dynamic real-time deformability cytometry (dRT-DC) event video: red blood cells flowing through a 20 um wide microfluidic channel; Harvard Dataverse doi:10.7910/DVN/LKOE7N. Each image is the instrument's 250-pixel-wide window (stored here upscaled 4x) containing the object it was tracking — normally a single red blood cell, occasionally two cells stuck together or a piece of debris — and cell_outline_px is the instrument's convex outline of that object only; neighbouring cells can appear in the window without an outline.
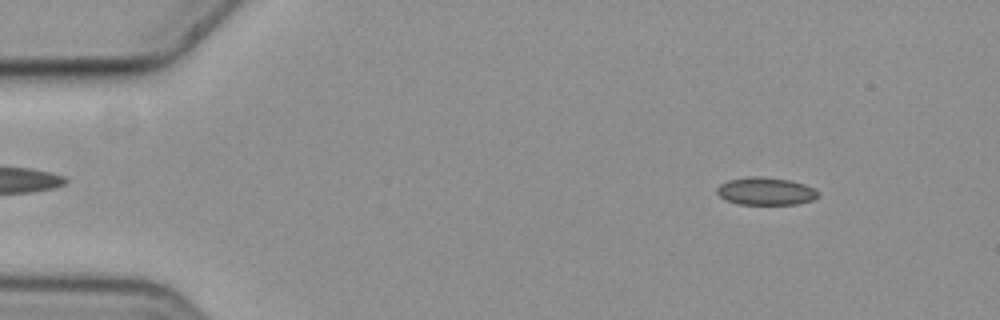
{"species": "common noctule bat (a hibernating species)", "species_latin": "Nyctalus noctula", "temperature_condition": "cold", "stored_images_in_passage": 58, "camera_frame_rate_fps": 3000, "um_per_image_px": 0.085, "animal": {"sex": "female", "body_mass_g": 19.3, "forearm_length_mm": 54.1}, "frame": {"image": 1, "passage_image": 7, "time_ms": 2.0, "image_size_px": [1000, 320], "cell_outline_px": [[820, 196], [812, 200], [796, 204], [740, 204], [728, 200], [720, 196], [716, 192], [716, 188], [720, 184], [728, 180], [752, 176], [760, 176], [788, 180], [804, 184], [820, 192]], "centroid_in_image_um": [65.1, 16.25], "position_along_channel_um": 19.9, "area_um2": 16.18}}
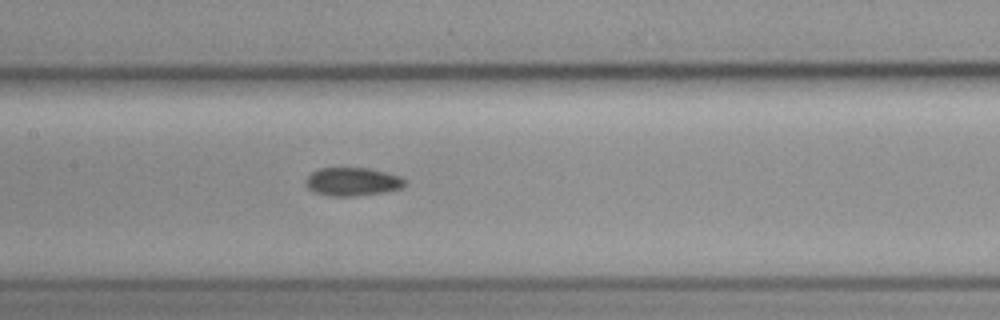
{"frame": {"image": 2, "passage_image": 28, "time_ms": 9.0, "image_size_px": [1000, 320], "cell_outline_px": [[404, 188], [384, 192], [356, 196], [328, 196], [312, 192], [308, 188], [308, 176], [312, 172], [320, 168], [368, 168], [400, 176], [404, 180]], "centroid_in_image_um": [29.97, 15.45], "position_along_channel_um": 177.4, "area_um2": 16.24}}
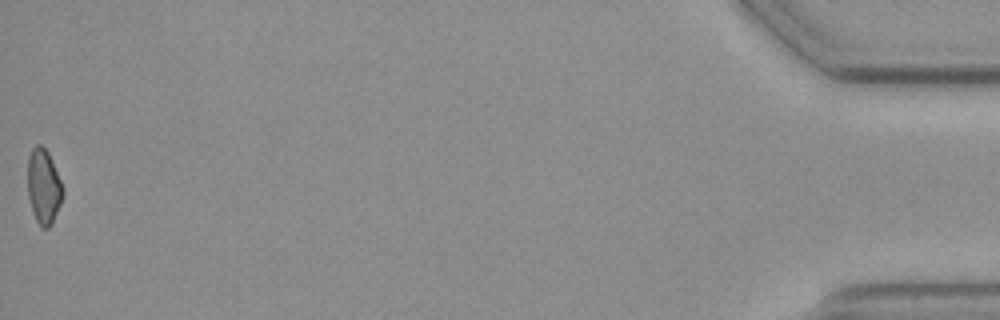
{"frame": {"image": 3, "passage_image": 58, "time_ms": 19.0, "image_size_px": [1000, 320], "cell_outline_px": [[64, 192], [60, 204], [52, 224], [48, 228], [40, 228], [36, 220], [28, 196], [28, 156], [32, 148], [36, 144], [40, 144], [48, 152], [64, 188]], "centroid_in_image_um": [3.71, 15.85], "position_along_channel_um": 431.5, "area_um2": 15.32}, "authors_computed_cell_mechanics": {"area_um2": 16.2418, "velocity_mm_per_s": 3.5975, "shape_relaxation_time_tau1_ms": null, "shape_relaxation_time_tau2_ms": 6.3154, "deformation_change_tau1": null, "deformation_change_tau2": 0.1094}}